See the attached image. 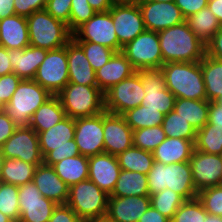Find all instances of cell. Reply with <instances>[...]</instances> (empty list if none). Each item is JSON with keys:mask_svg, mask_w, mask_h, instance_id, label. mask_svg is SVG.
I'll list each match as a JSON object with an SVG mask.
<instances>
[{"mask_svg": "<svg viewBox=\"0 0 222 222\" xmlns=\"http://www.w3.org/2000/svg\"><path fill=\"white\" fill-rule=\"evenodd\" d=\"M103 112L92 117L75 118L74 140L81 155L90 157L105 153Z\"/></svg>", "mask_w": 222, "mask_h": 222, "instance_id": "cell-17", "label": "cell"}, {"mask_svg": "<svg viewBox=\"0 0 222 222\" xmlns=\"http://www.w3.org/2000/svg\"><path fill=\"white\" fill-rule=\"evenodd\" d=\"M146 30L159 32L185 21L175 2L142 0L138 4Z\"/></svg>", "mask_w": 222, "mask_h": 222, "instance_id": "cell-18", "label": "cell"}, {"mask_svg": "<svg viewBox=\"0 0 222 222\" xmlns=\"http://www.w3.org/2000/svg\"><path fill=\"white\" fill-rule=\"evenodd\" d=\"M204 222H222V217L208 214Z\"/></svg>", "mask_w": 222, "mask_h": 222, "instance_id": "cell-61", "label": "cell"}, {"mask_svg": "<svg viewBox=\"0 0 222 222\" xmlns=\"http://www.w3.org/2000/svg\"><path fill=\"white\" fill-rule=\"evenodd\" d=\"M162 127L166 137L187 139L193 143L195 142L197 131L174 110L164 115Z\"/></svg>", "mask_w": 222, "mask_h": 222, "instance_id": "cell-39", "label": "cell"}, {"mask_svg": "<svg viewBox=\"0 0 222 222\" xmlns=\"http://www.w3.org/2000/svg\"><path fill=\"white\" fill-rule=\"evenodd\" d=\"M149 196L168 188L181 195L185 200L197 197V190L193 184L189 161L165 165L153 162L147 174Z\"/></svg>", "mask_w": 222, "mask_h": 222, "instance_id": "cell-3", "label": "cell"}, {"mask_svg": "<svg viewBox=\"0 0 222 222\" xmlns=\"http://www.w3.org/2000/svg\"><path fill=\"white\" fill-rule=\"evenodd\" d=\"M21 80L22 79L13 72L0 76V103L3 107L10 102Z\"/></svg>", "mask_w": 222, "mask_h": 222, "instance_id": "cell-48", "label": "cell"}, {"mask_svg": "<svg viewBox=\"0 0 222 222\" xmlns=\"http://www.w3.org/2000/svg\"><path fill=\"white\" fill-rule=\"evenodd\" d=\"M84 51L94 71L104 66L115 53L114 50L88 41H75Z\"/></svg>", "mask_w": 222, "mask_h": 222, "instance_id": "cell-44", "label": "cell"}, {"mask_svg": "<svg viewBox=\"0 0 222 222\" xmlns=\"http://www.w3.org/2000/svg\"><path fill=\"white\" fill-rule=\"evenodd\" d=\"M138 222H170V219L163 216L158 210L150 206Z\"/></svg>", "mask_w": 222, "mask_h": 222, "instance_id": "cell-55", "label": "cell"}, {"mask_svg": "<svg viewBox=\"0 0 222 222\" xmlns=\"http://www.w3.org/2000/svg\"><path fill=\"white\" fill-rule=\"evenodd\" d=\"M49 222H83L67 204H57Z\"/></svg>", "mask_w": 222, "mask_h": 222, "instance_id": "cell-50", "label": "cell"}, {"mask_svg": "<svg viewBox=\"0 0 222 222\" xmlns=\"http://www.w3.org/2000/svg\"><path fill=\"white\" fill-rule=\"evenodd\" d=\"M3 181L0 179V192L2 190Z\"/></svg>", "mask_w": 222, "mask_h": 222, "instance_id": "cell-66", "label": "cell"}, {"mask_svg": "<svg viewBox=\"0 0 222 222\" xmlns=\"http://www.w3.org/2000/svg\"><path fill=\"white\" fill-rule=\"evenodd\" d=\"M160 69L176 98L207 100L200 62H168Z\"/></svg>", "mask_w": 222, "mask_h": 222, "instance_id": "cell-2", "label": "cell"}, {"mask_svg": "<svg viewBox=\"0 0 222 222\" xmlns=\"http://www.w3.org/2000/svg\"><path fill=\"white\" fill-rule=\"evenodd\" d=\"M163 64L168 62H200L206 45L196 37L186 21L157 32Z\"/></svg>", "mask_w": 222, "mask_h": 222, "instance_id": "cell-1", "label": "cell"}, {"mask_svg": "<svg viewBox=\"0 0 222 222\" xmlns=\"http://www.w3.org/2000/svg\"><path fill=\"white\" fill-rule=\"evenodd\" d=\"M105 153L118 156L133 146V130L122 115L103 111Z\"/></svg>", "mask_w": 222, "mask_h": 222, "instance_id": "cell-20", "label": "cell"}, {"mask_svg": "<svg viewBox=\"0 0 222 222\" xmlns=\"http://www.w3.org/2000/svg\"><path fill=\"white\" fill-rule=\"evenodd\" d=\"M13 72L9 60L8 49L0 45V76Z\"/></svg>", "mask_w": 222, "mask_h": 222, "instance_id": "cell-56", "label": "cell"}, {"mask_svg": "<svg viewBox=\"0 0 222 222\" xmlns=\"http://www.w3.org/2000/svg\"><path fill=\"white\" fill-rule=\"evenodd\" d=\"M71 118L92 117L105 111L104 93L98 86L68 83L56 95Z\"/></svg>", "mask_w": 222, "mask_h": 222, "instance_id": "cell-7", "label": "cell"}, {"mask_svg": "<svg viewBox=\"0 0 222 222\" xmlns=\"http://www.w3.org/2000/svg\"><path fill=\"white\" fill-rule=\"evenodd\" d=\"M208 123L222 127V105L218 101L209 102Z\"/></svg>", "mask_w": 222, "mask_h": 222, "instance_id": "cell-54", "label": "cell"}, {"mask_svg": "<svg viewBox=\"0 0 222 222\" xmlns=\"http://www.w3.org/2000/svg\"><path fill=\"white\" fill-rule=\"evenodd\" d=\"M96 12H106L113 6L112 0H87Z\"/></svg>", "mask_w": 222, "mask_h": 222, "instance_id": "cell-58", "label": "cell"}, {"mask_svg": "<svg viewBox=\"0 0 222 222\" xmlns=\"http://www.w3.org/2000/svg\"><path fill=\"white\" fill-rule=\"evenodd\" d=\"M66 117L65 110L57 96H52L41 105L33 114L29 127L37 134L50 129Z\"/></svg>", "mask_w": 222, "mask_h": 222, "instance_id": "cell-29", "label": "cell"}, {"mask_svg": "<svg viewBox=\"0 0 222 222\" xmlns=\"http://www.w3.org/2000/svg\"><path fill=\"white\" fill-rule=\"evenodd\" d=\"M200 64L207 100L217 101L222 97V60L205 55Z\"/></svg>", "mask_w": 222, "mask_h": 222, "instance_id": "cell-33", "label": "cell"}, {"mask_svg": "<svg viewBox=\"0 0 222 222\" xmlns=\"http://www.w3.org/2000/svg\"><path fill=\"white\" fill-rule=\"evenodd\" d=\"M0 45L12 50L30 45L26 17L14 14L0 20Z\"/></svg>", "mask_w": 222, "mask_h": 222, "instance_id": "cell-27", "label": "cell"}, {"mask_svg": "<svg viewBox=\"0 0 222 222\" xmlns=\"http://www.w3.org/2000/svg\"><path fill=\"white\" fill-rule=\"evenodd\" d=\"M207 215L208 213L196 197L186 200L175 212L170 222H204Z\"/></svg>", "mask_w": 222, "mask_h": 222, "instance_id": "cell-43", "label": "cell"}, {"mask_svg": "<svg viewBox=\"0 0 222 222\" xmlns=\"http://www.w3.org/2000/svg\"><path fill=\"white\" fill-rule=\"evenodd\" d=\"M3 106H2V104L0 103V111H2L3 110Z\"/></svg>", "mask_w": 222, "mask_h": 222, "instance_id": "cell-68", "label": "cell"}, {"mask_svg": "<svg viewBox=\"0 0 222 222\" xmlns=\"http://www.w3.org/2000/svg\"><path fill=\"white\" fill-rule=\"evenodd\" d=\"M37 166L38 165L27 163L20 159L5 158L1 173V180L4 183L16 186L33 182V176Z\"/></svg>", "mask_w": 222, "mask_h": 222, "instance_id": "cell-35", "label": "cell"}, {"mask_svg": "<svg viewBox=\"0 0 222 222\" xmlns=\"http://www.w3.org/2000/svg\"><path fill=\"white\" fill-rule=\"evenodd\" d=\"M122 116L133 131L160 126L164 120V114L159 110L146 109L143 105L126 111Z\"/></svg>", "mask_w": 222, "mask_h": 222, "instance_id": "cell-38", "label": "cell"}, {"mask_svg": "<svg viewBox=\"0 0 222 222\" xmlns=\"http://www.w3.org/2000/svg\"><path fill=\"white\" fill-rule=\"evenodd\" d=\"M184 18L196 14L199 10L206 8L208 0H175Z\"/></svg>", "mask_w": 222, "mask_h": 222, "instance_id": "cell-51", "label": "cell"}, {"mask_svg": "<svg viewBox=\"0 0 222 222\" xmlns=\"http://www.w3.org/2000/svg\"><path fill=\"white\" fill-rule=\"evenodd\" d=\"M119 42V52L145 30L138 4H113L109 9Z\"/></svg>", "mask_w": 222, "mask_h": 222, "instance_id": "cell-16", "label": "cell"}, {"mask_svg": "<svg viewBox=\"0 0 222 222\" xmlns=\"http://www.w3.org/2000/svg\"><path fill=\"white\" fill-rule=\"evenodd\" d=\"M88 158L89 157L80 154L64 158L60 162L55 163L52 167L57 176L70 187L88 179Z\"/></svg>", "mask_w": 222, "mask_h": 222, "instance_id": "cell-30", "label": "cell"}, {"mask_svg": "<svg viewBox=\"0 0 222 222\" xmlns=\"http://www.w3.org/2000/svg\"><path fill=\"white\" fill-rule=\"evenodd\" d=\"M197 192L222 185V156L193 150L189 160Z\"/></svg>", "mask_w": 222, "mask_h": 222, "instance_id": "cell-19", "label": "cell"}, {"mask_svg": "<svg viewBox=\"0 0 222 222\" xmlns=\"http://www.w3.org/2000/svg\"><path fill=\"white\" fill-rule=\"evenodd\" d=\"M88 179L109 196L115 188L121 168L117 156L102 153L88 158Z\"/></svg>", "mask_w": 222, "mask_h": 222, "instance_id": "cell-21", "label": "cell"}, {"mask_svg": "<svg viewBox=\"0 0 222 222\" xmlns=\"http://www.w3.org/2000/svg\"><path fill=\"white\" fill-rule=\"evenodd\" d=\"M194 150L191 140L167 137L152 152L154 161L170 165L180 162H188Z\"/></svg>", "mask_w": 222, "mask_h": 222, "instance_id": "cell-28", "label": "cell"}, {"mask_svg": "<svg viewBox=\"0 0 222 222\" xmlns=\"http://www.w3.org/2000/svg\"><path fill=\"white\" fill-rule=\"evenodd\" d=\"M5 158L20 159L34 165L43 163L39 137L31 127H17L13 135L1 146Z\"/></svg>", "mask_w": 222, "mask_h": 222, "instance_id": "cell-14", "label": "cell"}, {"mask_svg": "<svg viewBox=\"0 0 222 222\" xmlns=\"http://www.w3.org/2000/svg\"><path fill=\"white\" fill-rule=\"evenodd\" d=\"M207 7L222 26V0H208Z\"/></svg>", "mask_w": 222, "mask_h": 222, "instance_id": "cell-59", "label": "cell"}, {"mask_svg": "<svg viewBox=\"0 0 222 222\" xmlns=\"http://www.w3.org/2000/svg\"><path fill=\"white\" fill-rule=\"evenodd\" d=\"M0 222H13L8 216L0 211Z\"/></svg>", "mask_w": 222, "mask_h": 222, "instance_id": "cell-63", "label": "cell"}, {"mask_svg": "<svg viewBox=\"0 0 222 222\" xmlns=\"http://www.w3.org/2000/svg\"><path fill=\"white\" fill-rule=\"evenodd\" d=\"M173 110L198 131L208 122L209 101L176 98Z\"/></svg>", "mask_w": 222, "mask_h": 222, "instance_id": "cell-32", "label": "cell"}, {"mask_svg": "<svg viewBox=\"0 0 222 222\" xmlns=\"http://www.w3.org/2000/svg\"><path fill=\"white\" fill-rule=\"evenodd\" d=\"M222 105V97L217 100Z\"/></svg>", "mask_w": 222, "mask_h": 222, "instance_id": "cell-67", "label": "cell"}, {"mask_svg": "<svg viewBox=\"0 0 222 222\" xmlns=\"http://www.w3.org/2000/svg\"><path fill=\"white\" fill-rule=\"evenodd\" d=\"M74 135L75 119L69 116L40 132L38 137L43 163L53 166L64 158L80 155Z\"/></svg>", "mask_w": 222, "mask_h": 222, "instance_id": "cell-4", "label": "cell"}, {"mask_svg": "<svg viewBox=\"0 0 222 222\" xmlns=\"http://www.w3.org/2000/svg\"><path fill=\"white\" fill-rule=\"evenodd\" d=\"M119 166L122 170L139 172L145 175L151 170L154 162L152 152L132 146L118 156Z\"/></svg>", "mask_w": 222, "mask_h": 222, "instance_id": "cell-36", "label": "cell"}, {"mask_svg": "<svg viewBox=\"0 0 222 222\" xmlns=\"http://www.w3.org/2000/svg\"><path fill=\"white\" fill-rule=\"evenodd\" d=\"M17 126L4 111H0V148L13 135Z\"/></svg>", "mask_w": 222, "mask_h": 222, "instance_id": "cell-52", "label": "cell"}, {"mask_svg": "<svg viewBox=\"0 0 222 222\" xmlns=\"http://www.w3.org/2000/svg\"><path fill=\"white\" fill-rule=\"evenodd\" d=\"M109 195L87 179L69 187L67 205L83 221L105 218Z\"/></svg>", "mask_w": 222, "mask_h": 222, "instance_id": "cell-8", "label": "cell"}, {"mask_svg": "<svg viewBox=\"0 0 222 222\" xmlns=\"http://www.w3.org/2000/svg\"><path fill=\"white\" fill-rule=\"evenodd\" d=\"M149 196L147 175L122 170L109 197Z\"/></svg>", "mask_w": 222, "mask_h": 222, "instance_id": "cell-31", "label": "cell"}, {"mask_svg": "<svg viewBox=\"0 0 222 222\" xmlns=\"http://www.w3.org/2000/svg\"><path fill=\"white\" fill-rule=\"evenodd\" d=\"M85 222H111V221L105 217V218H100V219H92Z\"/></svg>", "mask_w": 222, "mask_h": 222, "instance_id": "cell-64", "label": "cell"}, {"mask_svg": "<svg viewBox=\"0 0 222 222\" xmlns=\"http://www.w3.org/2000/svg\"><path fill=\"white\" fill-rule=\"evenodd\" d=\"M185 21L189 28L196 34V37L205 45L221 28L216 16L208 9V7L189 16Z\"/></svg>", "mask_w": 222, "mask_h": 222, "instance_id": "cell-34", "label": "cell"}, {"mask_svg": "<svg viewBox=\"0 0 222 222\" xmlns=\"http://www.w3.org/2000/svg\"><path fill=\"white\" fill-rule=\"evenodd\" d=\"M144 96L142 79L136 71L104 93V109L109 113L122 115L140 106Z\"/></svg>", "mask_w": 222, "mask_h": 222, "instance_id": "cell-10", "label": "cell"}, {"mask_svg": "<svg viewBox=\"0 0 222 222\" xmlns=\"http://www.w3.org/2000/svg\"><path fill=\"white\" fill-rule=\"evenodd\" d=\"M152 1H157V2H175V0H152Z\"/></svg>", "mask_w": 222, "mask_h": 222, "instance_id": "cell-65", "label": "cell"}, {"mask_svg": "<svg viewBox=\"0 0 222 222\" xmlns=\"http://www.w3.org/2000/svg\"><path fill=\"white\" fill-rule=\"evenodd\" d=\"M197 198L209 215L222 217V185L201 190Z\"/></svg>", "mask_w": 222, "mask_h": 222, "instance_id": "cell-45", "label": "cell"}, {"mask_svg": "<svg viewBox=\"0 0 222 222\" xmlns=\"http://www.w3.org/2000/svg\"><path fill=\"white\" fill-rule=\"evenodd\" d=\"M142 79L143 97L141 105L146 109L159 110L164 115L174 109L175 95L166 88L165 77L161 69L137 70Z\"/></svg>", "mask_w": 222, "mask_h": 222, "instance_id": "cell-12", "label": "cell"}, {"mask_svg": "<svg viewBox=\"0 0 222 222\" xmlns=\"http://www.w3.org/2000/svg\"><path fill=\"white\" fill-rule=\"evenodd\" d=\"M47 51L32 45L24 49H8L13 73L21 79H34L38 67L45 59Z\"/></svg>", "mask_w": 222, "mask_h": 222, "instance_id": "cell-26", "label": "cell"}, {"mask_svg": "<svg viewBox=\"0 0 222 222\" xmlns=\"http://www.w3.org/2000/svg\"><path fill=\"white\" fill-rule=\"evenodd\" d=\"M33 80L53 96H56L69 83L66 45L47 51Z\"/></svg>", "mask_w": 222, "mask_h": 222, "instance_id": "cell-11", "label": "cell"}, {"mask_svg": "<svg viewBox=\"0 0 222 222\" xmlns=\"http://www.w3.org/2000/svg\"><path fill=\"white\" fill-rule=\"evenodd\" d=\"M162 125L133 131V146L153 152L165 139Z\"/></svg>", "mask_w": 222, "mask_h": 222, "instance_id": "cell-41", "label": "cell"}, {"mask_svg": "<svg viewBox=\"0 0 222 222\" xmlns=\"http://www.w3.org/2000/svg\"><path fill=\"white\" fill-rule=\"evenodd\" d=\"M206 55L222 60V26L206 44Z\"/></svg>", "mask_w": 222, "mask_h": 222, "instance_id": "cell-53", "label": "cell"}, {"mask_svg": "<svg viewBox=\"0 0 222 222\" xmlns=\"http://www.w3.org/2000/svg\"><path fill=\"white\" fill-rule=\"evenodd\" d=\"M4 160H5V156L2 153V150L0 148V179H1V173H2V169H3V165H4Z\"/></svg>", "mask_w": 222, "mask_h": 222, "instance_id": "cell-62", "label": "cell"}, {"mask_svg": "<svg viewBox=\"0 0 222 222\" xmlns=\"http://www.w3.org/2000/svg\"><path fill=\"white\" fill-rule=\"evenodd\" d=\"M20 219L18 222H49L57 204L41 195L33 183L18 186Z\"/></svg>", "mask_w": 222, "mask_h": 222, "instance_id": "cell-15", "label": "cell"}, {"mask_svg": "<svg viewBox=\"0 0 222 222\" xmlns=\"http://www.w3.org/2000/svg\"><path fill=\"white\" fill-rule=\"evenodd\" d=\"M72 39L97 43L119 52V42L110 11L96 12L72 33Z\"/></svg>", "mask_w": 222, "mask_h": 222, "instance_id": "cell-13", "label": "cell"}, {"mask_svg": "<svg viewBox=\"0 0 222 222\" xmlns=\"http://www.w3.org/2000/svg\"><path fill=\"white\" fill-rule=\"evenodd\" d=\"M135 72L136 70L125 55L121 51L115 52L104 66L95 71L98 88L105 93Z\"/></svg>", "mask_w": 222, "mask_h": 222, "instance_id": "cell-25", "label": "cell"}, {"mask_svg": "<svg viewBox=\"0 0 222 222\" xmlns=\"http://www.w3.org/2000/svg\"><path fill=\"white\" fill-rule=\"evenodd\" d=\"M33 183L41 195L56 204H66L69 196V186L56 174L52 166L42 163L38 165L33 176Z\"/></svg>", "mask_w": 222, "mask_h": 222, "instance_id": "cell-23", "label": "cell"}, {"mask_svg": "<svg viewBox=\"0 0 222 222\" xmlns=\"http://www.w3.org/2000/svg\"><path fill=\"white\" fill-rule=\"evenodd\" d=\"M194 149L207 154L222 155V127L207 122L196 132Z\"/></svg>", "mask_w": 222, "mask_h": 222, "instance_id": "cell-37", "label": "cell"}, {"mask_svg": "<svg viewBox=\"0 0 222 222\" xmlns=\"http://www.w3.org/2000/svg\"><path fill=\"white\" fill-rule=\"evenodd\" d=\"M18 190V186L3 182L0 192V211L13 222H18L20 219Z\"/></svg>", "mask_w": 222, "mask_h": 222, "instance_id": "cell-42", "label": "cell"}, {"mask_svg": "<svg viewBox=\"0 0 222 222\" xmlns=\"http://www.w3.org/2000/svg\"><path fill=\"white\" fill-rule=\"evenodd\" d=\"M69 83L98 86L96 74L83 49L71 39L66 44Z\"/></svg>", "mask_w": 222, "mask_h": 222, "instance_id": "cell-24", "label": "cell"}, {"mask_svg": "<svg viewBox=\"0 0 222 222\" xmlns=\"http://www.w3.org/2000/svg\"><path fill=\"white\" fill-rule=\"evenodd\" d=\"M47 0H14L15 14L28 17L35 11L44 10Z\"/></svg>", "mask_w": 222, "mask_h": 222, "instance_id": "cell-49", "label": "cell"}, {"mask_svg": "<svg viewBox=\"0 0 222 222\" xmlns=\"http://www.w3.org/2000/svg\"><path fill=\"white\" fill-rule=\"evenodd\" d=\"M14 14V0H0V20Z\"/></svg>", "mask_w": 222, "mask_h": 222, "instance_id": "cell-57", "label": "cell"}, {"mask_svg": "<svg viewBox=\"0 0 222 222\" xmlns=\"http://www.w3.org/2000/svg\"><path fill=\"white\" fill-rule=\"evenodd\" d=\"M114 4H139L142 0H112Z\"/></svg>", "mask_w": 222, "mask_h": 222, "instance_id": "cell-60", "label": "cell"}, {"mask_svg": "<svg viewBox=\"0 0 222 222\" xmlns=\"http://www.w3.org/2000/svg\"><path fill=\"white\" fill-rule=\"evenodd\" d=\"M26 19L32 46L48 51L55 50L64 47L72 39L67 25L55 19L45 9L33 12Z\"/></svg>", "mask_w": 222, "mask_h": 222, "instance_id": "cell-6", "label": "cell"}, {"mask_svg": "<svg viewBox=\"0 0 222 222\" xmlns=\"http://www.w3.org/2000/svg\"><path fill=\"white\" fill-rule=\"evenodd\" d=\"M150 200L151 206L170 220L178 208L186 201L181 195L168 188L151 195Z\"/></svg>", "mask_w": 222, "mask_h": 222, "instance_id": "cell-40", "label": "cell"}, {"mask_svg": "<svg viewBox=\"0 0 222 222\" xmlns=\"http://www.w3.org/2000/svg\"><path fill=\"white\" fill-rule=\"evenodd\" d=\"M52 96L33 79H22L3 109L17 127H29L34 112Z\"/></svg>", "mask_w": 222, "mask_h": 222, "instance_id": "cell-5", "label": "cell"}, {"mask_svg": "<svg viewBox=\"0 0 222 222\" xmlns=\"http://www.w3.org/2000/svg\"><path fill=\"white\" fill-rule=\"evenodd\" d=\"M96 13L87 0H72L70 11V22L67 25L73 33L79 26L87 22Z\"/></svg>", "mask_w": 222, "mask_h": 222, "instance_id": "cell-46", "label": "cell"}, {"mask_svg": "<svg viewBox=\"0 0 222 222\" xmlns=\"http://www.w3.org/2000/svg\"><path fill=\"white\" fill-rule=\"evenodd\" d=\"M121 52L134 69H160L163 65L162 52L157 32L144 30L134 40L122 47Z\"/></svg>", "mask_w": 222, "mask_h": 222, "instance_id": "cell-9", "label": "cell"}, {"mask_svg": "<svg viewBox=\"0 0 222 222\" xmlns=\"http://www.w3.org/2000/svg\"><path fill=\"white\" fill-rule=\"evenodd\" d=\"M150 206V196L108 197L106 218L111 222H138Z\"/></svg>", "mask_w": 222, "mask_h": 222, "instance_id": "cell-22", "label": "cell"}, {"mask_svg": "<svg viewBox=\"0 0 222 222\" xmlns=\"http://www.w3.org/2000/svg\"><path fill=\"white\" fill-rule=\"evenodd\" d=\"M72 0H47L45 10L66 25L70 22Z\"/></svg>", "mask_w": 222, "mask_h": 222, "instance_id": "cell-47", "label": "cell"}]
</instances>
